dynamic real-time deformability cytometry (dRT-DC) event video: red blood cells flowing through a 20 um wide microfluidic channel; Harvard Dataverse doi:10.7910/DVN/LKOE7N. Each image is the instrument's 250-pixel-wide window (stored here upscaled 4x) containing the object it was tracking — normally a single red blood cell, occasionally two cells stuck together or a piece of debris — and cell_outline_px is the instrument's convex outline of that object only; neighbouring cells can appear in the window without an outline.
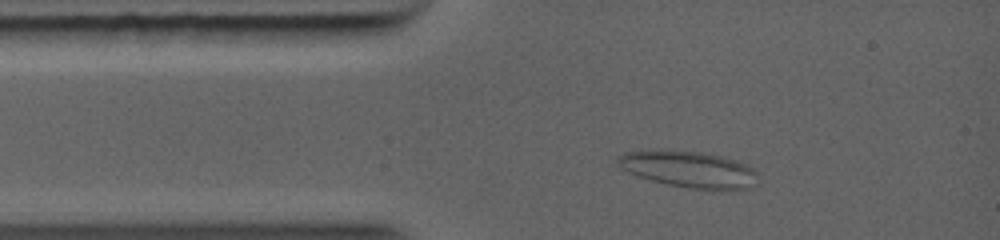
{"species": "common noctule bat (a hibernating species)", "species_latin": "Nyctalus noctula", "temperature_condition": "warm", "stored_images_in_passage": 26, "camera_frame_rate_fps": 5000, "um_per_image_px": 0.085, "animal": {"sex": "female", "body_mass_g": 19.0, "forearm_length_mm": 56.7}, "frame": {"image": 1, "passage_image": 1, "time_ms": 0.0, "image_size_px": [1000, 240], "cell_outline_px": [[744, 168], [712, 188], [704, 188], [672, 184], [656, 180], [644, 176], [636, 172], [624, 156], [640, 152], [680, 152], [712, 156], [728, 160]], "centroid_in_image_um": [58.08, 14.3], "position_along_channel_um": 26.9, "area_um2": 21.21}}
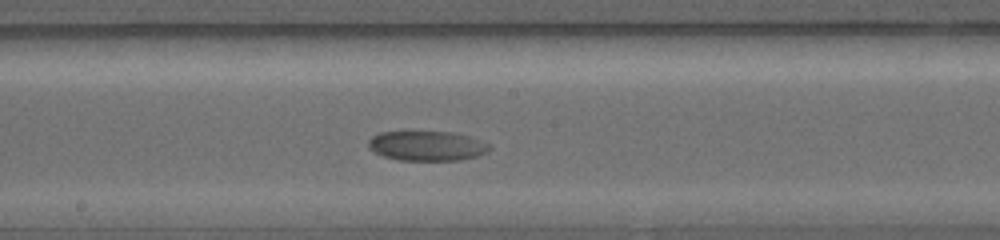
{"frame": {"image": 2, "passage_image": 12, "time_ms": 4.6, "image_size_px": [1000, 240], "cell_outline_px": [[480, 152], [472, 156], [452, 160], [408, 160], [388, 156], [376, 152], [372, 148], [372, 140], [376, 136], [384, 132], [444, 132], [460, 136]], "centroid_in_image_um": [35.95, 12.41], "position_along_channel_um": 212.2, "area_um2": 17.86}}
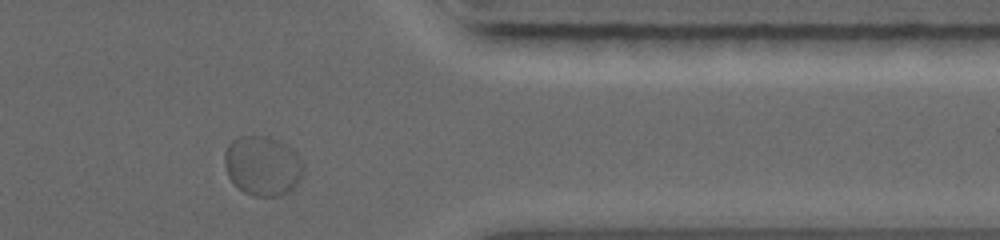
{"frame": {"image": 3, "passage_image": 23, "time_ms": 8.8, "image_size_px": [1000, 240], "cell_outline_px": [[300, 176], [292, 188], [288, 192], [276, 196], [256, 196], [244, 192], [228, 176], [224, 164], [224, 152], [228, 144], [232, 140], [236, 140]], "centroid_in_image_um": [21.83, 14.6], "position_along_channel_um": 389.6, "area_um2": 18.67}}